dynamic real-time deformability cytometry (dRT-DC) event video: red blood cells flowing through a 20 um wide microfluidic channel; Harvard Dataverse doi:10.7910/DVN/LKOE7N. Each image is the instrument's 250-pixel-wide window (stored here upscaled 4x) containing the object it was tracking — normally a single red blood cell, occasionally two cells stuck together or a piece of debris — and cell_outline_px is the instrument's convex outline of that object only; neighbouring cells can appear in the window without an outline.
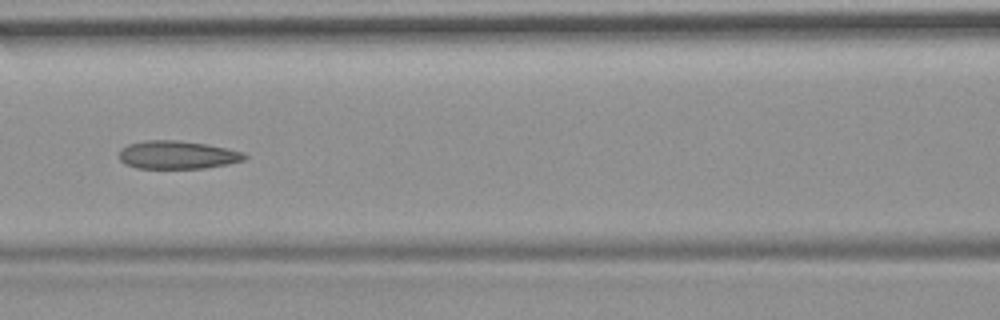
{"species": "common noctule bat (a hibernating species)", "species_latin": "Nyctalus noctula", "temperature_condition": "room temperature", "stored_images_in_passage": 53, "camera_frame_rate_fps": 3000, "um_per_image_px": 0.085, "animal": {"sex": "female", "body_mass_g": 19.9}, "frame": {"image": 1, "passage_image": 23, "time_ms": 7.333, "image_size_px": [1000, 320], "cell_outline_px": [[248, 156], [244, 160], [228, 164], [204, 168], [136, 168], [124, 164], [120, 160], [120, 148], [128, 144], [144, 140], [176, 140], [208, 144], [228, 148], [244, 152]], "centroid_in_image_um": [15.08, 13.16], "position_along_channel_um": 151.5, "area_um2": 20.75}, "authors_computed_cell_mechanics": {"area_um2": 21.675, "velocity_mm_per_s": 3.7004, "shape_relaxation_time_tau1_ms": null, "shape_relaxation_time_tau2_ms": 4.4376, "deformation_change_tau1": null, "deformation_change_tau2": 0.1356}}